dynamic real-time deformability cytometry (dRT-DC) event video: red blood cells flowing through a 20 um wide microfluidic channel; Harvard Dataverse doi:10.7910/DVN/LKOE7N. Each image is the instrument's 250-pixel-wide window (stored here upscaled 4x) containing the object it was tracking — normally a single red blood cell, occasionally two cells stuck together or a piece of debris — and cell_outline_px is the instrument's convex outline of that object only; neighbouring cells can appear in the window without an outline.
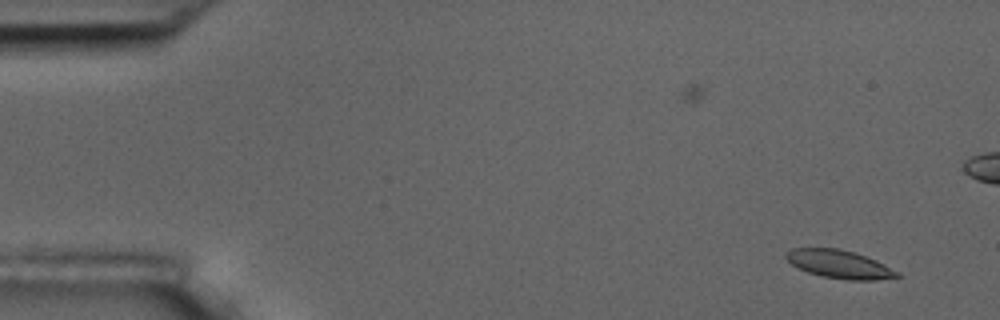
{"species": "common noctule bat (a hibernating species)", "species_latin": "Nyctalus noctula", "temperature_condition": "room temperature", "stored_images_in_passage": 8, "camera_frame_rate_fps": 3000, "um_per_image_px": 0.085, "animal": {"sex": "male", "body_mass_g": 17.5, "forearm_length_mm": 52.3}, "frame": {"image": 1, "passage_image": 1, "time_ms": 0.0, "image_size_px": [1000, 320], "cell_outline_px": [[900, 276], [876, 280], [848, 280], [820, 276], [808, 272], [792, 264], [784, 256], [784, 252], [792, 248], [836, 248], [856, 252], [876, 260], [900, 272]], "centroid_in_image_um": [71.35, 22.45], "position_along_channel_um": 13.7, "area_um2": 18.32}}
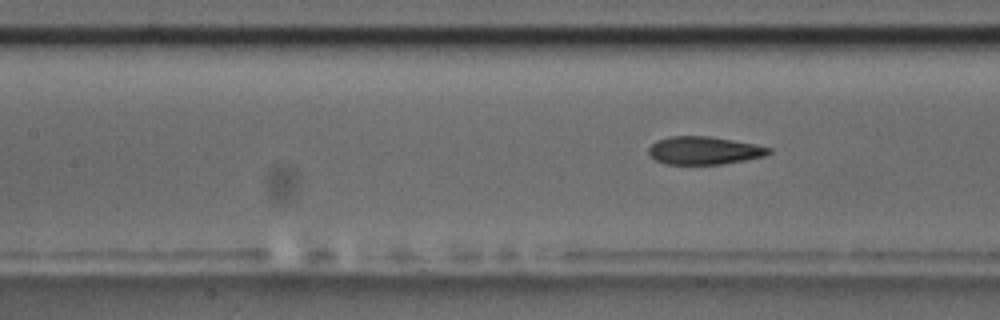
{"frame": {"image": 2, "passage_image": 8, "time_ms": 9.333, "image_size_px": [1000, 320], "cell_outline_px": [[772, 152], [764, 156], [744, 160], [720, 164], [664, 164], [656, 160], [648, 152], [648, 148], [656, 140], [668, 136], [708, 136], [732, 140], [772, 148]], "centroid_in_image_um": [59.81, 12.79], "position_along_channel_um": 147.6, "area_um2": 19.42}}